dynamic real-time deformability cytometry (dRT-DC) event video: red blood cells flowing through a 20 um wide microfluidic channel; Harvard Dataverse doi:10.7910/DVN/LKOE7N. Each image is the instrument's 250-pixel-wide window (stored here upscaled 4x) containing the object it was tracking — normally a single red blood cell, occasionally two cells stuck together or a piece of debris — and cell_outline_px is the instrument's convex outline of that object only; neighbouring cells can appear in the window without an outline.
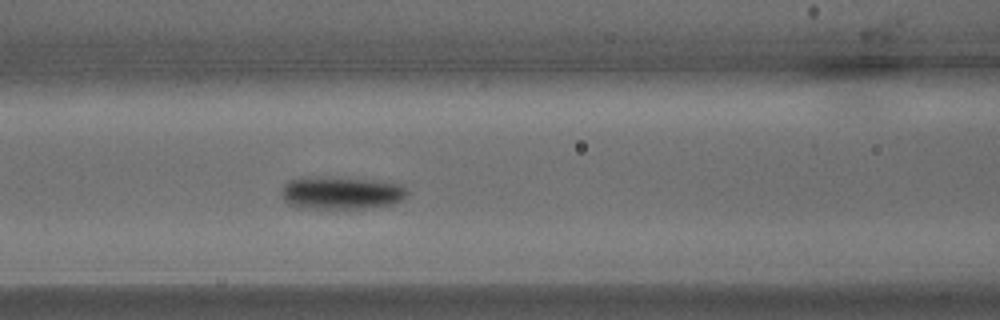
{"species": "common noctule bat (a hibernating species)", "species_latin": "Nyctalus noctula", "temperature_condition": "warm", "stored_images_in_passage": 30, "camera_frame_rate_fps": 3000, "um_per_image_px": 0.085, "animal": {"sex": "male", "body_mass_g": 15.6}, "frame": {"image": 1, "passage_image": 14, "time_ms": 4.333, "image_size_px": [1000, 320], "cell_outline_px": [[408, 192], [400, 200], [392, 204], [364, 208], [296, 208], [284, 200], [284, 184], [288, 180], [300, 176], [308, 176], [372, 180], [404, 184]], "centroid_in_image_um": [28.99, 16.38], "position_along_channel_um": 137.6, "area_um2": 23.87}}
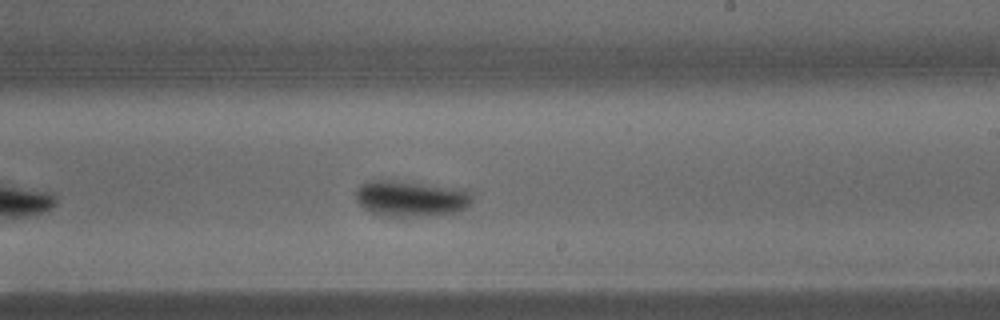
{"frame": {"image": 2, "passage_image": 20, "time_ms": 6.333, "image_size_px": [1000, 320], "cell_outline_px": [[472, 204], [460, 212], [444, 216], [384, 216], [372, 212], [364, 208], [356, 200], [356, 188], [364, 180], [396, 180], [468, 188], [472, 196]], "centroid_in_image_um": [35.01, 16.86], "position_along_channel_um": 254.0, "area_um2": 25.37}}
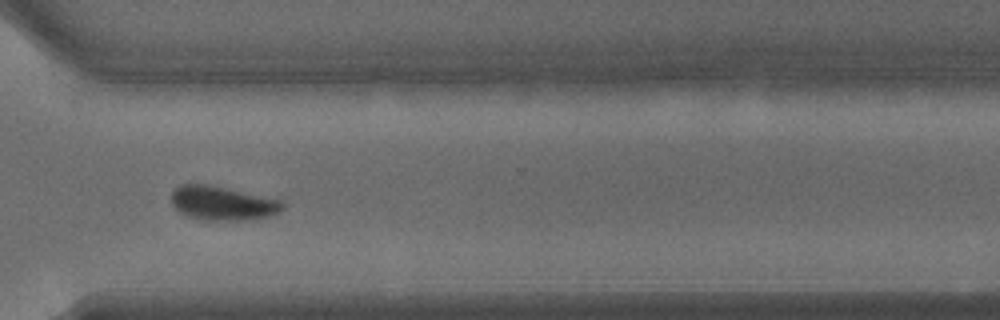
{"frame": {"image": 3, "passage_image": 25, "time_ms": 8.0, "image_size_px": [1000, 320], "cell_outline_px": [[284, 208], [280, 212], [272, 216], [256, 220], [208, 220], [188, 216], [180, 212], [172, 204], [172, 192], [180, 184], [204, 184], [280, 200], [284, 204]], "centroid_in_image_um": [18.94, 17.3], "position_along_channel_um": 351.7, "area_um2": 21.79}}